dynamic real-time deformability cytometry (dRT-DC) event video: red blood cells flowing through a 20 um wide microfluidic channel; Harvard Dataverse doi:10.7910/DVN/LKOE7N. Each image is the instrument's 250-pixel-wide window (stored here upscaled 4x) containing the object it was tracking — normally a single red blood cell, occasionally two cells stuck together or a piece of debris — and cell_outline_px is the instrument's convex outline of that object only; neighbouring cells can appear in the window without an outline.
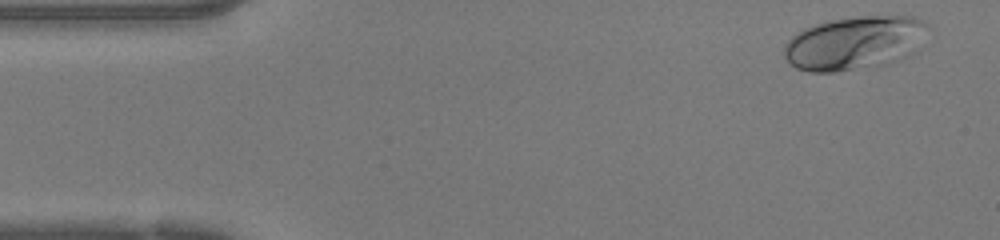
{"species": "human", "species_latin": "Homo sapiens", "temperature_condition": "warm", "stored_images_in_passage": 46, "camera_frame_rate_fps": 3000, "um_per_image_px": 0.085, "donor": {"sex": "female"}, "frame": {"image": 1, "passage_image": 2, "time_ms": 0.333, "image_size_px": [1000, 240], "cell_outline_px": [[928, 24], [924, 48], [912, 56], [888, 64], [836, 72], [808, 72], [796, 68], [784, 56], [784, 44], [796, 32], [804, 28], [816, 24], [832, 20], [860, 16], [912, 16], [924, 20]], "centroid_in_image_um": [72.74, 3.66], "position_along_channel_um": 12.3, "area_um2": 45.84}}
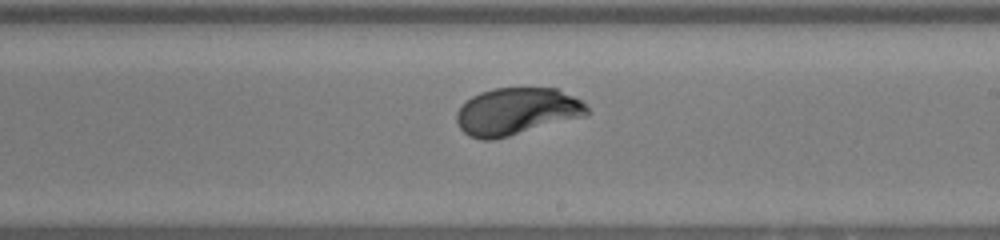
{"frame": {"image": 2, "passage_image": 26, "time_ms": 8.333, "image_size_px": [1000, 240], "cell_outline_px": [[592, 112], [588, 116], [492, 140], [480, 140], [468, 136], [460, 128], [456, 120], [456, 112], [472, 96], [480, 92], [492, 88], [556, 88], [580, 100]], "centroid_in_image_um": [43.93, 9.48], "position_along_channel_um": 245.1, "area_um2": 35.95}}
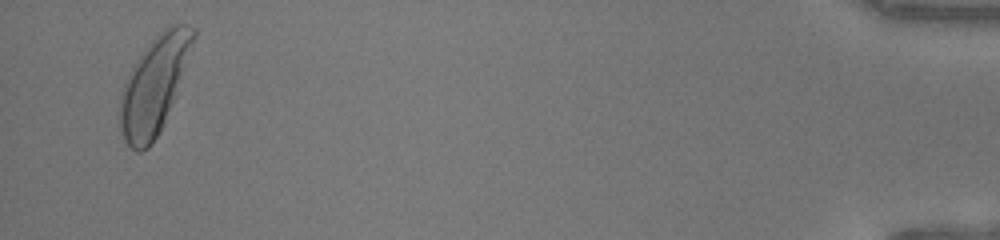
{"frame": {"image": 3, "passage_image": 45, "time_ms": 14.667, "image_size_px": [1000, 240], "cell_outline_px": [[196, 36], [164, 124], [160, 132], [152, 144], [148, 148], [140, 152], [136, 152], [124, 140], [120, 128], [120, 96], [124, 84], [140, 52], [164, 28], [172, 24], [188, 24], [196, 28]], "centroid_in_image_um": [13.1, 7.24], "position_along_channel_um": 422.1, "area_um2": 40.81}, "authors_computed_cell_mechanics": {"area_um2": 35.8071, "velocity_mm_per_s": 4.2207, "shape_relaxation_time_tau1_ms": 2.4254, "shape_relaxation_time_tau2_ms": null, "deformation_change_tau1": 0.1711, "deformation_change_tau2": null}}